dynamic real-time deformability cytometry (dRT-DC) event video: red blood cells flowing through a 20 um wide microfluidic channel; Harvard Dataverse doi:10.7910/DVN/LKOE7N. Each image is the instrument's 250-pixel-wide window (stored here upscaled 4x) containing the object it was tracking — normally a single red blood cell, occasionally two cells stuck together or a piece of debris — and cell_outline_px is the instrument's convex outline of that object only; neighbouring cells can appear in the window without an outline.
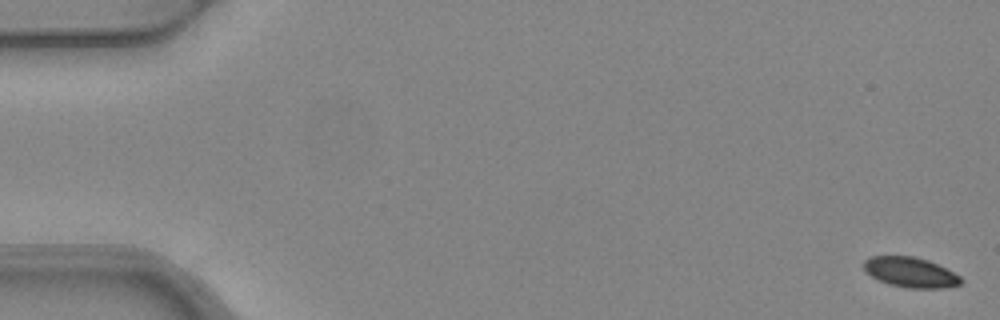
{"species": "common noctule bat (a hibernating species)", "species_latin": "Nyctalus noctula", "temperature_condition": "warm", "stored_images_in_passage": 6, "camera_frame_rate_fps": 3000, "um_per_image_px": 0.085, "animal": {"sex": "female", "body_mass_g": 24.6, "forearm_length_mm": 56.2}, "frame": {"image": 1, "passage_image": 1, "time_ms": 0.0, "image_size_px": [1000, 320], "cell_outline_px": [[964, 280], [960, 284], [948, 288], [908, 288], [888, 284], [864, 272], [864, 260], [872, 256], [916, 256], [928, 260], [960, 276]], "centroid_in_image_um": [77.39, 23.15], "position_along_channel_um": 7.6, "area_um2": 17.05}}